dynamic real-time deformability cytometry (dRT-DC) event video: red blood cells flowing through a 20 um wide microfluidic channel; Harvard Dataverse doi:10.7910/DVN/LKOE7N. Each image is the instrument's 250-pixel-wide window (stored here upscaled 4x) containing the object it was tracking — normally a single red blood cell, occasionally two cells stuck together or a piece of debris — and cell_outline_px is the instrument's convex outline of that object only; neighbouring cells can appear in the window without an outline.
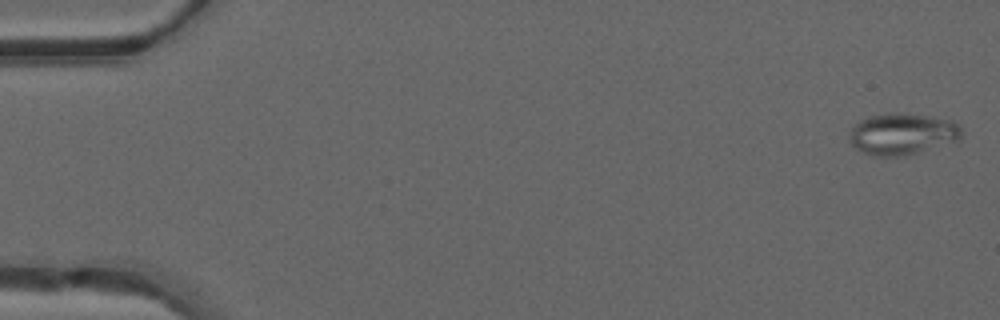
{"species": "common noctule bat (a hibernating species)", "species_latin": "Nyctalus noctula", "temperature_condition": "warm", "stored_images_in_passage": 49, "segment_of_instrument_passage": [1, 2], "camera_frame_rate_fps": 3000, "um_per_image_px": 0.085, "animal": {"sex": "male", "forearm_length_mm": 52.5}, "frame": {"image": 1, "passage_image": 1, "time_ms": 0.0, "image_size_px": [1000, 320], "cell_outline_px": [[960, 136], [956, 140], [916, 152], [900, 156], [872, 156], [856, 148], [852, 144], [848, 136], [852, 128], [860, 120], [872, 116], [928, 116], [952, 120], [960, 124]], "centroid_in_image_um": [76.67, 11.42], "position_along_channel_um": 8.3, "area_um2": 25.72}}
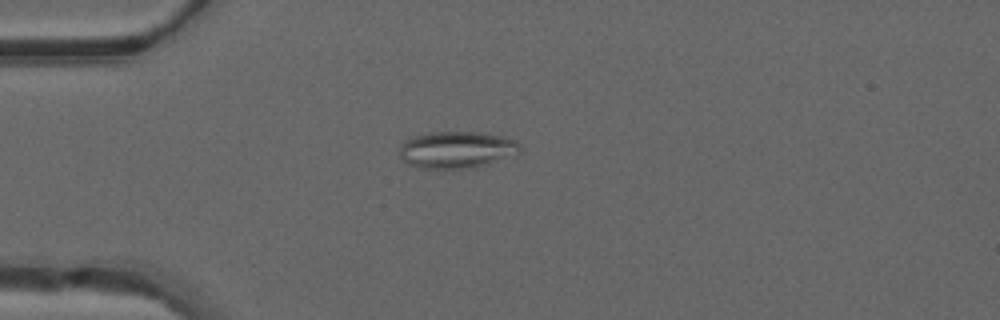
{"frame": {"image": 2, "passage_image": 13, "time_ms": 4.0, "image_size_px": [1000, 320], "cell_outline_px": [[520, 152], [516, 156], [476, 168], [420, 168], [408, 164], [400, 156], [400, 144], [404, 140], [412, 136], [432, 132], [484, 132], [504, 136], [516, 140], [520, 144]], "centroid_in_image_um": [38.87, 12.72], "position_along_channel_um": 46.1, "area_um2": 26.41}}